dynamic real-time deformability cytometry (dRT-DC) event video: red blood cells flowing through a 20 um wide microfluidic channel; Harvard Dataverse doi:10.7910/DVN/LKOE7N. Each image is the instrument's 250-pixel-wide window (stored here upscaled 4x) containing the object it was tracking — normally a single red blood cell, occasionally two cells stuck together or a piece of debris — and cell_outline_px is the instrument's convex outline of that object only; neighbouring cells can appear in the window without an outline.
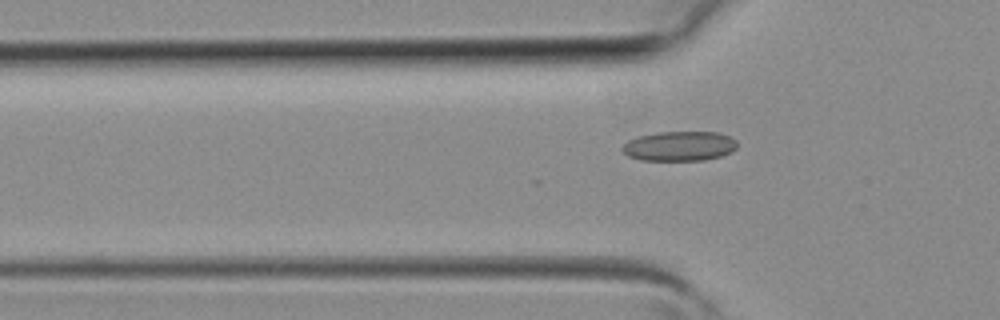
{"species": "common noctule bat (a hibernating species)", "species_latin": "Nyctalus noctula", "temperature_condition": "room temperature", "stored_images_in_passage": 4, "camera_frame_rate_fps": 3000, "um_per_image_px": 0.085, "animal": {"sex": "female", "body_mass_g": 19.3, "forearm_length_mm": 54.1}, "frame": {"image": 1, "passage_image": 4, "time_ms": 1.0, "image_size_px": [1000, 320], "cell_outline_px": [[736, 148], [732, 152], [720, 156], [704, 160], [640, 160], [628, 156], [620, 148], [628, 140], [640, 136], [656, 132], [716, 132], [728, 136], [736, 140]], "centroid_in_image_um": [57.74, 12.42], "position_along_channel_um": 68.1, "area_um2": 19.83}}